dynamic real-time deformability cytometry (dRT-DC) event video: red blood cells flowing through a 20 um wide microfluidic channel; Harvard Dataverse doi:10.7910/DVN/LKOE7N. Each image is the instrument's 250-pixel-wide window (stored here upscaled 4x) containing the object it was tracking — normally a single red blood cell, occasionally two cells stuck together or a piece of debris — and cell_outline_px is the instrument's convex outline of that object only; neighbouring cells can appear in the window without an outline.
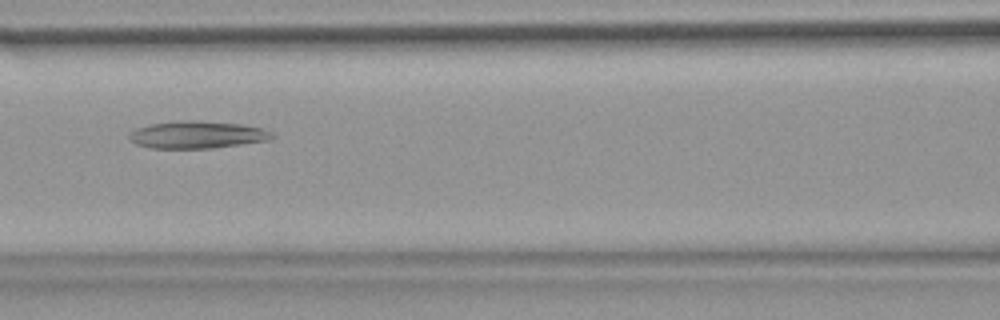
{"species": "common noctule bat (a hibernating species)", "species_latin": "Nyctalus noctula", "temperature_condition": "warm", "stored_images_in_passage": 37, "camera_frame_rate_fps": 3000, "um_per_image_px": 0.085, "animal": {"sex": "female", "body_mass_g": 18.4}, "frame": {"image": 1, "passage_image": 14, "time_ms": 4.333, "image_size_px": [1000, 320], "cell_outline_px": [[276, 136], [268, 140], [212, 148], [152, 148], [136, 144], [128, 136], [136, 128], [152, 124], [184, 120], [200, 120], [240, 124], [260, 128], [272, 132]], "centroid_in_image_um": [16.78, 11.45], "position_along_channel_um": 149.8, "area_um2": 22.48}}
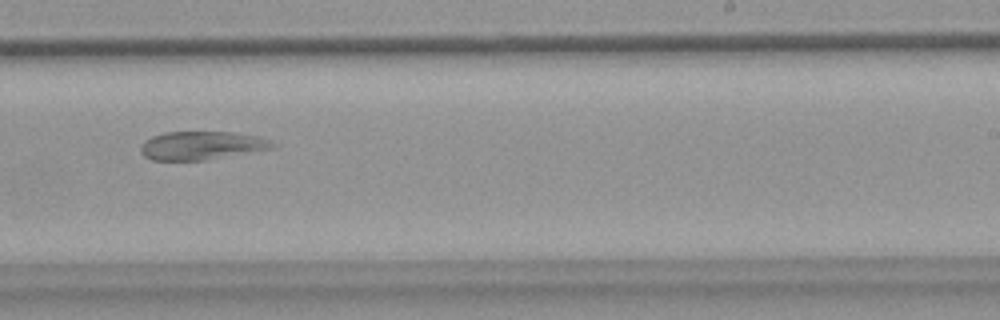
{"frame": {"image": 2, "passage_image": 24, "time_ms": 7.667, "image_size_px": [1000, 320], "cell_outline_px": [[276, 148], [208, 160], [152, 160], [144, 156], [140, 152], [140, 144], [144, 140], [152, 136], [164, 132], [236, 132], [256, 136], [272, 140], [276, 144]], "centroid_in_image_um": [17.16, 12.37], "position_along_channel_um": 271.8, "area_um2": 22.2}}
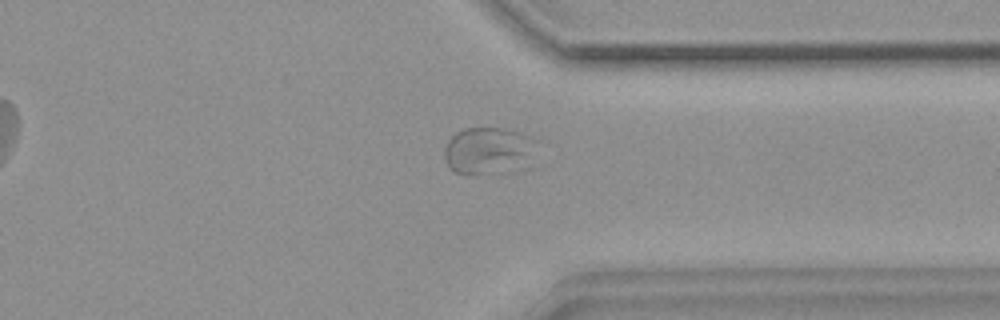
{"frame": {"image": 3, "passage_image": 32, "time_ms": 10.333, "image_size_px": [1000, 320], "cell_outline_px": [[536, 140], [520, 152], [488, 172], [456, 172], [448, 164], [444, 156], [444, 148], [448, 140], [456, 132], [464, 128], [508, 128], [532, 136]], "centroid_in_image_um": [41.13, 12.6], "position_along_channel_um": 370.3, "area_um2": 21.33}}